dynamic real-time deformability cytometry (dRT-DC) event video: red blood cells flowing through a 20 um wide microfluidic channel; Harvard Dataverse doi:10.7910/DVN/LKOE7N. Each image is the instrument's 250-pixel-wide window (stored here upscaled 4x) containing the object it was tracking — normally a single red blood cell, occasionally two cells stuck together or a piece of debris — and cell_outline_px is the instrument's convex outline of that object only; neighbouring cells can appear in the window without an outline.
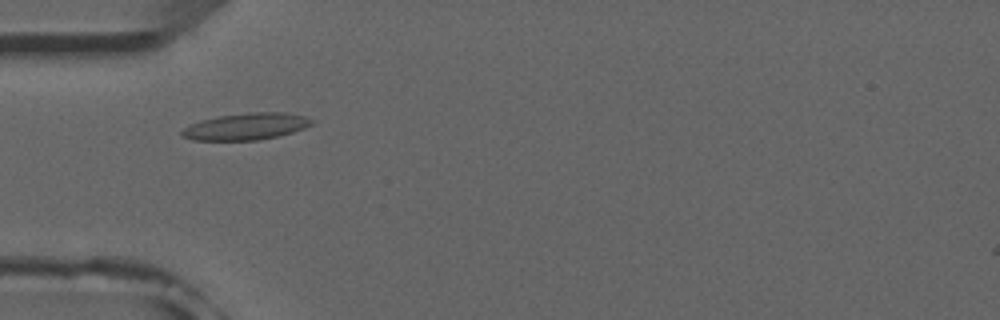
{"species": "common noctule bat (a hibernating species)", "species_latin": "Nyctalus noctula", "temperature_condition": "room temperature", "stored_images_in_passage": 50, "camera_frame_rate_fps": 3000, "um_per_image_px": 0.085, "animal": {"sex": "male", "forearm_length_mm": 52.5}, "frame": {"image": 1, "passage_image": 14, "time_ms": 4.333, "image_size_px": [1000, 320], "cell_outline_px": [[316, 120], [312, 124], [304, 128], [292, 132], [260, 140], [192, 140], [180, 136], [180, 132], [188, 124], [200, 120], [220, 116], [248, 112], [284, 112], [304, 116]], "centroid_in_image_um": [20.89, 10.75], "position_along_channel_um": 64.1, "area_um2": 20.35}}
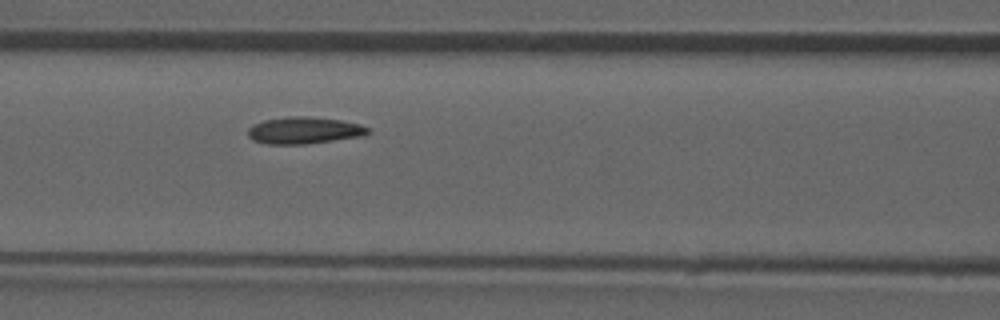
{"frame": {"image": 2, "passage_image": 20, "time_ms": 6.333, "image_size_px": [1000, 320], "cell_outline_px": [[372, 132], [364, 136], [304, 144], [268, 144], [252, 140], [248, 136], [248, 128], [252, 124], [264, 120], [288, 116], [308, 116], [340, 120], [360, 124], [368, 128]], "centroid_in_image_um": [25.84, 11.08], "position_along_channel_um": 140.8, "area_um2": 18.9}}
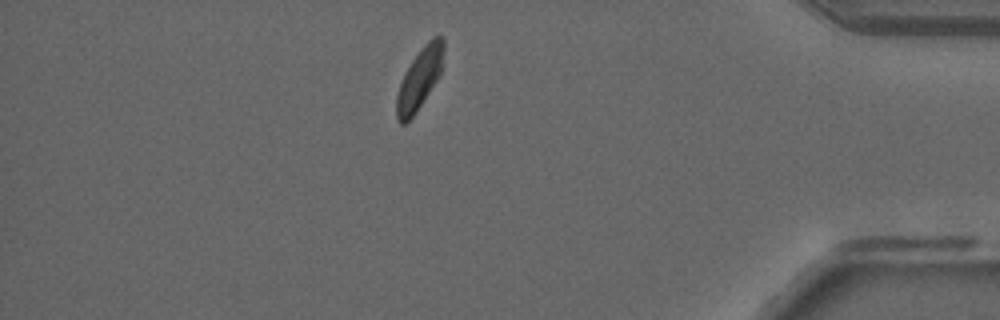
{"frame": {"image": 3, "passage_image": 43, "time_ms": 14.0, "image_size_px": [1000, 320], "cell_outline_px": [[444, 48], [440, 76], [412, 116], [404, 124], [400, 124], [396, 120], [396, 96], [404, 72], [412, 60], [424, 44], [432, 36], [440, 36], [444, 40]], "centroid_in_image_um": [35.65, 6.67], "position_along_channel_um": 399.6, "area_um2": 16.59}, "authors_computed_cell_mechanics": {"area_um2": 18.2359, "velocity_mm_per_s": 3.8915, "shape_relaxation_time_tau1_ms": null, "shape_relaxation_time_tau2_ms": 11.0103, "deformation_change_tau1": null, "deformation_change_tau2": 0.1367}}